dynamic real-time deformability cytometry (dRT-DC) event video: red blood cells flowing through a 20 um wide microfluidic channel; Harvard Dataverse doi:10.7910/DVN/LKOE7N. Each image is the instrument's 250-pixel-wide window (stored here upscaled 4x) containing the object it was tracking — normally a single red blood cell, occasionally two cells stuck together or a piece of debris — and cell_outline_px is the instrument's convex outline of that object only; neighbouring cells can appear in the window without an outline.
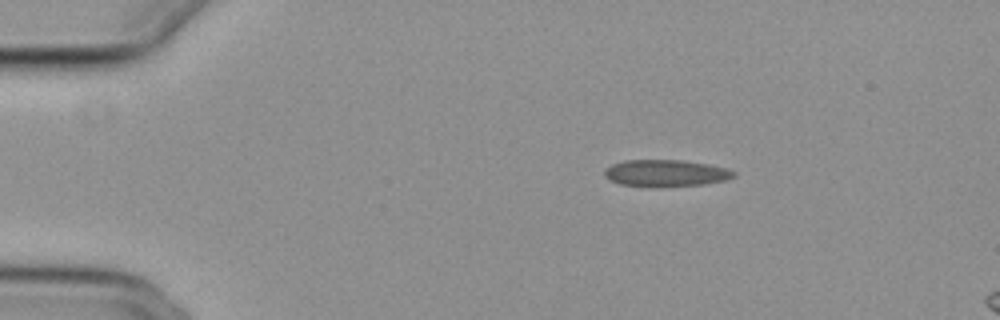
{"species": "common noctule bat (a hibernating species)", "species_latin": "Nyctalus noctula", "temperature_condition": "cold", "stored_images_in_passage": 8, "camera_frame_rate_fps": 3000, "um_per_image_px": 0.085, "animal": {"sex": "female", "body_mass_g": 29.2, "forearm_length_mm": 56.3}, "frame": {"image": 1, "passage_image": 1, "time_ms": 0.0, "image_size_px": [1000, 320], "cell_outline_px": [[736, 176], [724, 180], [704, 184], [656, 188], [620, 184], [608, 180], [604, 176], [604, 168], [612, 164], [624, 160], [684, 160], [708, 164], [724, 168], [736, 172]], "centroid_in_image_um": [56.53, 14.73], "position_along_channel_um": 28.5, "area_um2": 20.52}}